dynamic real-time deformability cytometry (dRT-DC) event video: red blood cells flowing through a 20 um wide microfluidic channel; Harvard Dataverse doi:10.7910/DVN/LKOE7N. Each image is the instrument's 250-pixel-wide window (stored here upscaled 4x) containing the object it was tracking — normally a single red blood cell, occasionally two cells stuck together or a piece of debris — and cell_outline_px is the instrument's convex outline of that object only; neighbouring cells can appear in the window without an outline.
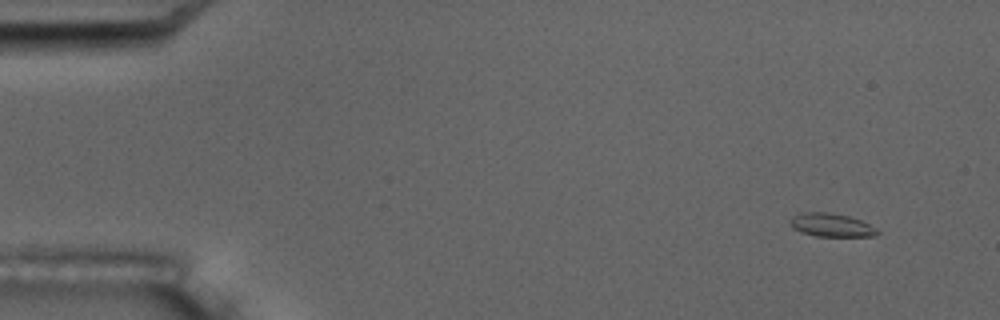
{"species": "common noctule bat (a hibernating species)", "species_latin": "Nyctalus noctula", "temperature_condition": "room temperature", "stored_images_in_passage": 6, "camera_frame_rate_fps": 3000, "um_per_image_px": 0.085, "animal": {"sex": "male", "body_mass_g": 17.5, "forearm_length_mm": 52.3}, "frame": {"image": 1, "passage_image": 1, "time_ms": 0.0, "image_size_px": [1000, 320], "cell_outline_px": [[880, 232], [876, 236], [816, 236], [792, 228], [788, 220], [792, 216], [800, 212], [828, 212], [848, 216], [860, 220], [876, 228]], "centroid_in_image_um": [70.63, 19.12], "position_along_channel_um": 14.4, "area_um2": 11.85}}
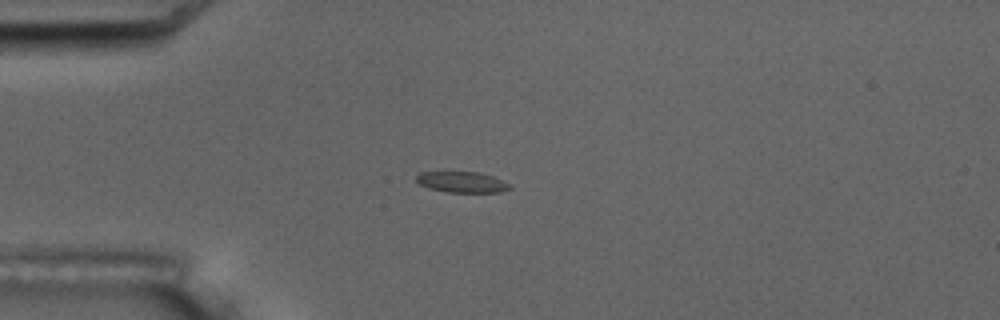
{"frame": {"image": 2, "passage_image": 4, "time_ms": 3.667, "image_size_px": [1000, 320], "cell_outline_px": [[512, 188], [500, 192], [448, 192], [432, 188], [420, 184], [416, 180], [416, 176], [420, 172], [480, 172], [492, 176], [512, 184]], "centroid_in_image_um": [39.32, 15.47], "position_along_channel_um": 45.7, "area_um2": 11.27}}